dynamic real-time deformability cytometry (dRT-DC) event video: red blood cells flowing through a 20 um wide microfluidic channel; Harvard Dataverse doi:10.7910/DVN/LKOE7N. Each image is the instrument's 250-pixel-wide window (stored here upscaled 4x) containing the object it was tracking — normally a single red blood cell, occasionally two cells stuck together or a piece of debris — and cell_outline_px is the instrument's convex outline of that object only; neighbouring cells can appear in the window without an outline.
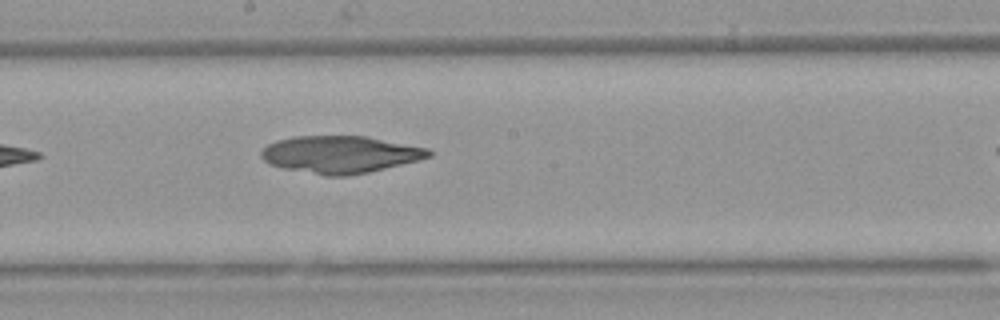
{"species": "Egyptian fruit bat (a non-hibernating species)", "species_latin": "Rousettus aegyptiacus", "temperature_condition": "warm", "stored_images_in_passage": 6, "segment_of_instrument_passage": [1, 2], "camera_frame_rate_fps": 3000, "um_per_image_px": 0.085, "animal": {"sex": "female"}, "frame": {"image": 1, "passage_image": 5, "time_ms": 4.667, "image_size_px": [1000, 320], "cell_outline_px": [[432, 156], [420, 160], [368, 172], [348, 176], [328, 176], [284, 168], [268, 164], [260, 156], [260, 152], [268, 144], [276, 140], [296, 136], [368, 136], [428, 148], [432, 152]], "centroid_in_image_um": [28.93, 13.12], "position_along_channel_um": 219.3, "area_um2": 36.41}}